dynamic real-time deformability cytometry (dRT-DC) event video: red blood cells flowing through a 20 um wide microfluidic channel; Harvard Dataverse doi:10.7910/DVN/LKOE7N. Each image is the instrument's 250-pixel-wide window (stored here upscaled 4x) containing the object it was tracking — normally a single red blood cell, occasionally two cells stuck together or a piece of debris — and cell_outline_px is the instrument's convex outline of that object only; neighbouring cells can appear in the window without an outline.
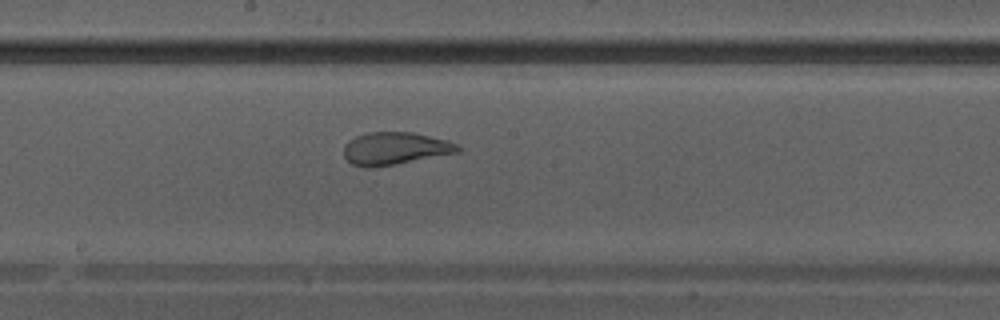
{"species": "Egyptian fruit bat (a non-hibernating species)", "species_latin": "Rousettus aegyptiacus", "temperature_condition": "warm", "stored_images_in_passage": 23, "camera_frame_rate_fps": 3000, "um_per_image_px": 0.085, "animal": {"sex": "male"}, "frame": {"image": 1, "passage_image": 10, "time_ms": 3.0, "image_size_px": [1000, 320], "cell_outline_px": [[460, 152], [396, 164], [368, 168], [352, 164], [344, 156], [344, 144], [348, 140], [356, 136], [368, 132], [412, 132], [448, 140], [460, 144]], "centroid_in_image_um": [33.59, 12.61], "position_along_channel_um": 214.6, "area_um2": 21.73}}